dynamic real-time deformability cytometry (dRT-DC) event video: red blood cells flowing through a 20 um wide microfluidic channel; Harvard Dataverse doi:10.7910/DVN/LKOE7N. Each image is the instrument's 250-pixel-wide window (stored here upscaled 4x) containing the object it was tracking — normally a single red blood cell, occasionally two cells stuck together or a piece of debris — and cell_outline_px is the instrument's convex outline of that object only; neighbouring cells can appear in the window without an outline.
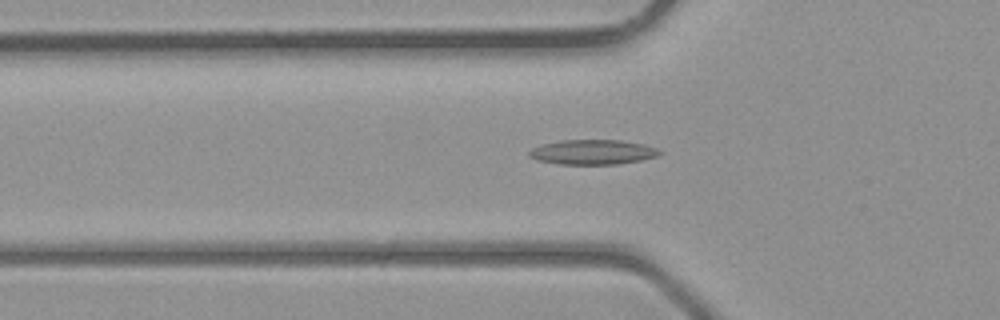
{"species": "common noctule bat (a hibernating species)", "species_latin": "Nyctalus noctula", "temperature_condition": "room temperature", "stored_images_in_passage": 42, "camera_frame_rate_fps": 3000, "um_per_image_px": 0.085, "animal": {"sex": "male", "body_mass_g": 23.1, "forearm_length_mm": 52.7}, "frame": {"image": 1, "passage_image": 14, "time_ms": 4.333, "image_size_px": [1000, 320], "cell_outline_px": [[664, 152], [656, 156], [640, 160], [616, 164], [560, 164], [536, 160], [528, 156], [528, 152], [532, 148], [544, 144], [560, 140], [620, 140], [644, 144], [656, 148]], "centroid_in_image_um": [50.37, 12.92], "position_along_channel_um": 75.4, "area_um2": 18.79}}
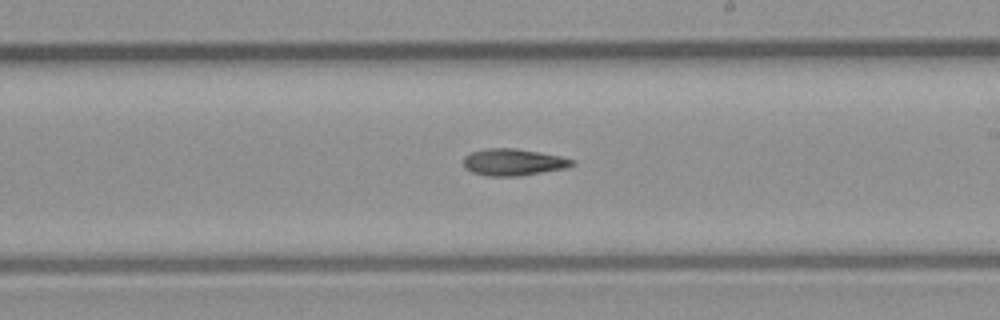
{"frame": {"image": 2, "passage_image": 24, "time_ms": 7.667, "image_size_px": [1000, 320], "cell_outline_px": [[576, 164], [564, 168], [520, 176], [488, 176], [472, 172], [464, 168], [464, 156], [472, 152], [484, 148], [516, 148], [560, 156], [576, 160]], "centroid_in_image_um": [43.62, 13.78], "position_along_channel_um": 245.4, "area_um2": 16.99}}
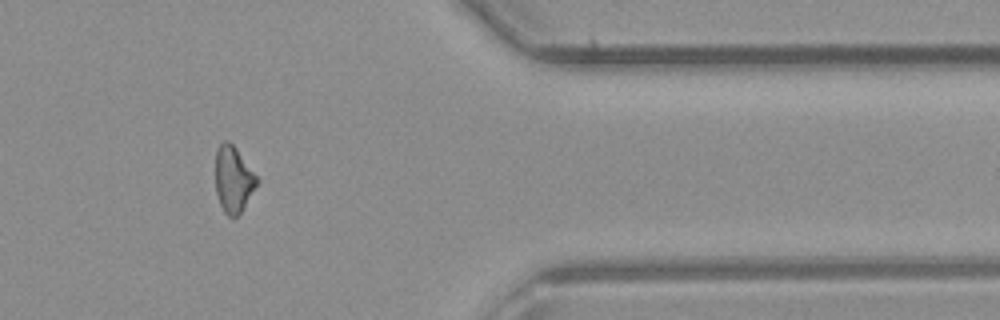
{"frame": {"image": 3, "passage_image": 34, "time_ms": 11.0, "image_size_px": [1000, 320], "cell_outline_px": [[260, 180], [240, 212], [236, 216], [228, 216], [224, 212], [220, 204], [216, 192], [216, 148], [224, 140], [228, 140], [236, 148]], "centroid_in_image_um": [19.83, 15.21], "position_along_channel_um": 391.6, "area_um2": 15.78}}